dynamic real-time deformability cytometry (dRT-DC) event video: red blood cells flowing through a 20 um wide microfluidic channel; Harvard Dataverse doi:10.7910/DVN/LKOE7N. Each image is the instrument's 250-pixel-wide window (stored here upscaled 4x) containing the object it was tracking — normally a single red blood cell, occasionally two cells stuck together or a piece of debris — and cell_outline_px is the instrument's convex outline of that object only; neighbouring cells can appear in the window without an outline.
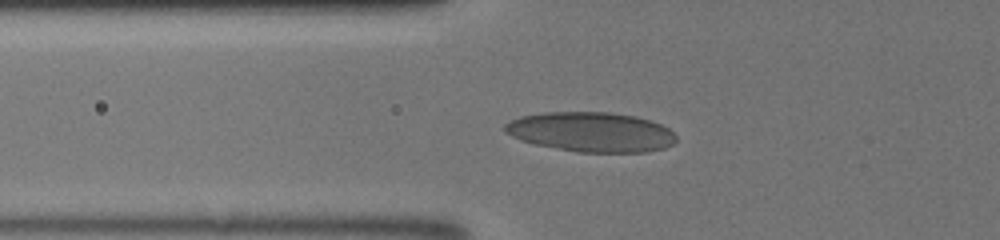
{"species": "human", "species_latin": "Homo sapiens", "temperature_condition": "room temperature", "stored_images_in_passage": 29, "camera_frame_rate_fps": 3000, "um_per_image_px": 0.085, "donor": {"sex": "male"}, "frame": {"image": 1, "passage_image": 2, "time_ms": 0.333, "image_size_px": [1000, 240], "cell_outline_px": [[676, 140], [672, 144], [664, 148], [648, 152], [576, 152], [532, 144], [520, 140], [504, 132], [504, 124], [508, 120], [520, 116], [544, 112], [608, 112], [636, 116], [652, 120], [668, 128], [676, 136]], "centroid_in_image_um": [50.21, 11.22], "position_along_channel_um": 75.6, "area_um2": 40.06}}
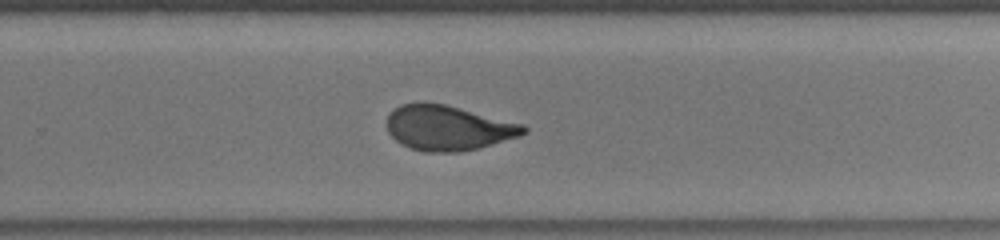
{"frame": {"image": 2, "passage_image": 16, "time_ms": 5.0, "image_size_px": [1000, 240], "cell_outline_px": [[528, 132], [480, 148], [456, 152], [424, 152], [412, 148], [396, 140], [388, 132], [388, 112], [392, 108], [400, 104], [444, 104], [524, 124], [528, 128]], "centroid_in_image_um": [38.09, 10.88], "position_along_channel_um": 291.7, "area_um2": 35.32}}
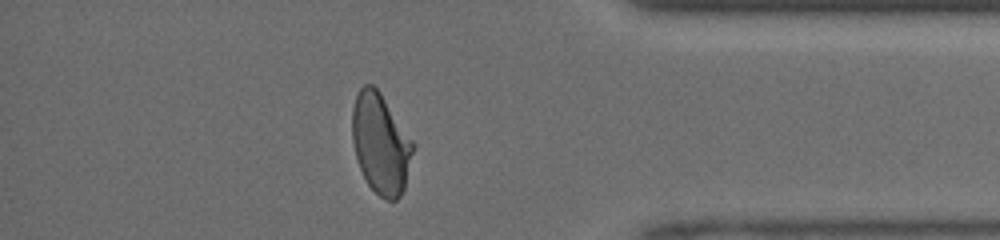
{"frame": {"image": 3, "passage_image": 24, "time_ms": 7.667, "image_size_px": [1000, 240], "cell_outline_px": [[412, 152], [404, 188], [400, 196], [396, 200], [384, 200], [368, 184], [356, 160], [352, 140], [352, 108], [356, 96], [360, 88], [364, 84], [372, 84], [380, 92], [412, 140]], "centroid_in_image_um": [32.32, 12.2], "position_along_channel_um": 402.9, "area_um2": 35.03}}